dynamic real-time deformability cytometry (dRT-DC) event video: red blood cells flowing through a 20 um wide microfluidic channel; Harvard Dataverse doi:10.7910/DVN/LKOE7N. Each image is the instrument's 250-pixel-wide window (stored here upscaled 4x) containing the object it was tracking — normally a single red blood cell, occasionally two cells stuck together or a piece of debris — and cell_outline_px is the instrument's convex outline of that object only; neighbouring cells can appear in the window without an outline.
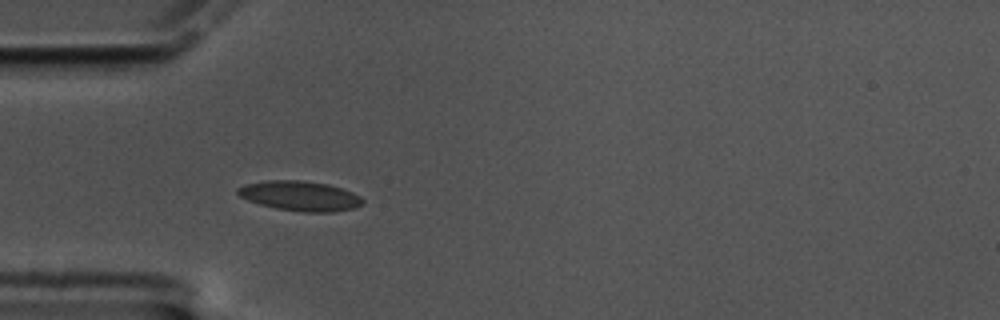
{"species": "common noctule bat (a hibernating species)", "species_latin": "Nyctalus noctula", "temperature_condition": "cold", "stored_images_in_passage": 26, "camera_frame_rate_fps": 3000, "um_per_image_px": 0.085, "animal": {"sex": "male", "body_mass_g": 17.5, "forearm_length_mm": 52.3}, "frame": {"image": 1, "passage_image": 5, "time_ms": 1.333, "image_size_px": [1000, 320], "cell_outline_px": [[364, 204], [352, 208], [332, 212], [300, 212], [276, 208], [260, 204], [248, 200], [240, 196], [236, 192], [236, 188], [244, 184], [268, 180], [300, 180], [328, 184], [352, 192], [360, 196], [364, 200]], "centroid_in_image_um": [25.49, 16.65], "position_along_channel_um": 59.5, "area_um2": 21.73}}